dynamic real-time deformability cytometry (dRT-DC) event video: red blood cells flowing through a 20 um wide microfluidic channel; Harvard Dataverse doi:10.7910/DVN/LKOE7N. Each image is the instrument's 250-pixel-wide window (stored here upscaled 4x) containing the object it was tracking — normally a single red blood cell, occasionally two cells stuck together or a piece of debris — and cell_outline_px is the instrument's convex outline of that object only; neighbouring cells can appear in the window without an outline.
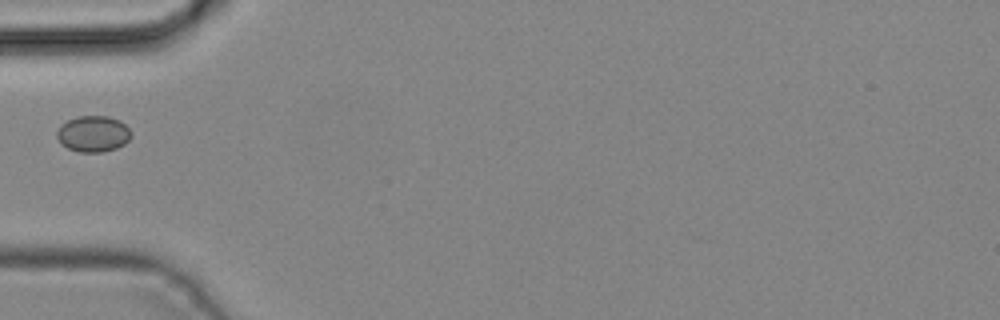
{"species": "common noctule bat (a hibernating species)", "species_latin": "Nyctalus noctula", "temperature_condition": "cold", "stored_images_in_passage": 1, "camera_frame_rate_fps": 3000, "um_per_image_px": 0.085, "animal": {"sex": "male", "body_mass_g": 19.2, "forearm_length_mm": 51.8}, "frame": {"image": 1, "passage_image": 1, "time_ms": 0.0, "image_size_px": [1000, 320], "cell_outline_px": [[132, 136], [124, 144], [116, 148], [100, 152], [80, 152], [68, 148], [60, 144], [56, 136], [56, 132], [60, 124], [76, 116], [108, 116], [120, 120], [132, 132]], "centroid_in_image_um": [7.9, 11.37], "position_along_channel_um": 77.1, "area_um2": 15.78}}